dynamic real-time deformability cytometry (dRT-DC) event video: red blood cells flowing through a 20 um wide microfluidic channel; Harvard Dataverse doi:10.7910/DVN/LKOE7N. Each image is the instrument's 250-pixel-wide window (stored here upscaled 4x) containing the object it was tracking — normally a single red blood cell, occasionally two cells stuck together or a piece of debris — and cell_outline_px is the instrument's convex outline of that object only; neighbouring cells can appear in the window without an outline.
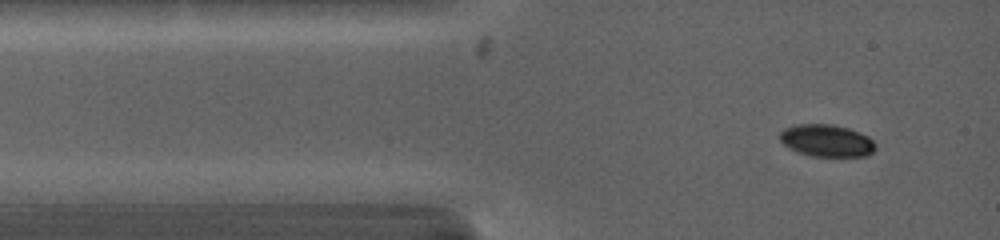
{"species": "common noctule bat (a hibernating species)", "species_latin": "Nyctalus noctula", "temperature_condition": "warm", "stored_images_in_passage": 5, "camera_frame_rate_fps": 5000, "um_per_image_px": 0.085, "animal": {"sex": "female", "body_mass_g": 19.0, "forearm_length_mm": 53.3}, "frame": {"image": 1, "passage_image": 1, "time_ms": 0.0, "image_size_px": [1000, 240], "cell_outline_px": [[876, 148], [868, 156], [812, 156], [796, 152], [788, 148], [780, 140], [780, 132], [784, 128], [796, 124], [832, 124], [848, 128], [860, 132], [868, 136], [876, 144]], "centroid_in_image_um": [70.26, 11.95], "position_along_channel_um": 14.7, "area_um2": 18.09}}